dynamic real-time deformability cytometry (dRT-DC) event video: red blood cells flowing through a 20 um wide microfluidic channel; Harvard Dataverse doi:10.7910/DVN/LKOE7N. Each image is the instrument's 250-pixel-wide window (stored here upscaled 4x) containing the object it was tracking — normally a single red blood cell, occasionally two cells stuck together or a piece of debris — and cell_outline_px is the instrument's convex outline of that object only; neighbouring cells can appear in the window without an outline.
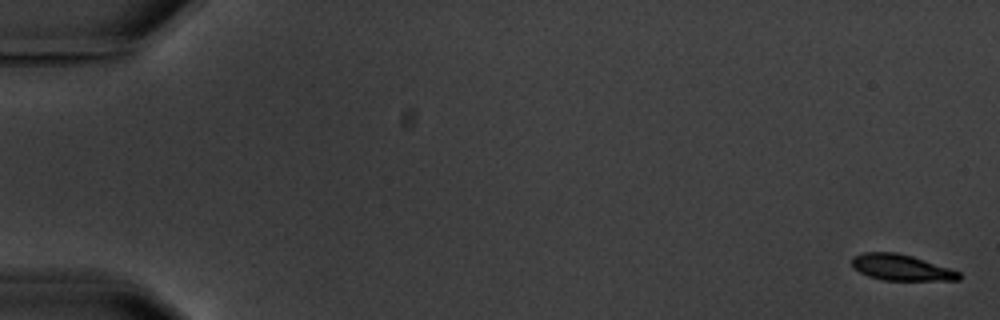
{"species": "common noctule bat (a hibernating species)", "species_latin": "Nyctalus noctula", "temperature_condition": "warm", "stored_images_in_passage": 5, "camera_frame_rate_fps": 3000, "um_per_image_px": 0.085, "animal": {"sex": "male", "body_mass_g": 20.1, "forearm_length_mm": 53.5}, "frame": {"image": 1, "passage_image": 1, "time_ms": 0.0, "image_size_px": [1000, 320], "cell_outline_px": [[960, 280], [884, 280], [868, 276], [852, 268], [852, 256], [864, 252], [896, 252], [912, 256], [960, 272]], "centroid_in_image_um": [76.55, 22.73], "position_along_channel_um": 8.4, "area_um2": 16.13}}
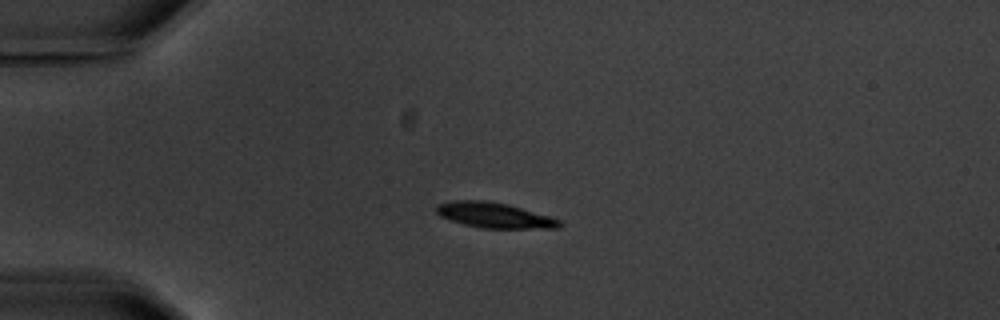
{"frame": {"image": 2, "passage_image": 5, "time_ms": 4.667, "image_size_px": [1000, 320], "cell_outline_px": [[564, 224], [560, 228], [480, 228], [464, 224], [440, 216], [436, 212], [436, 204], [452, 200], [488, 200], [508, 204], [548, 216], [560, 220]], "centroid_in_image_um": [42.01, 18.29], "position_along_channel_um": 43.0, "area_um2": 18.21}}